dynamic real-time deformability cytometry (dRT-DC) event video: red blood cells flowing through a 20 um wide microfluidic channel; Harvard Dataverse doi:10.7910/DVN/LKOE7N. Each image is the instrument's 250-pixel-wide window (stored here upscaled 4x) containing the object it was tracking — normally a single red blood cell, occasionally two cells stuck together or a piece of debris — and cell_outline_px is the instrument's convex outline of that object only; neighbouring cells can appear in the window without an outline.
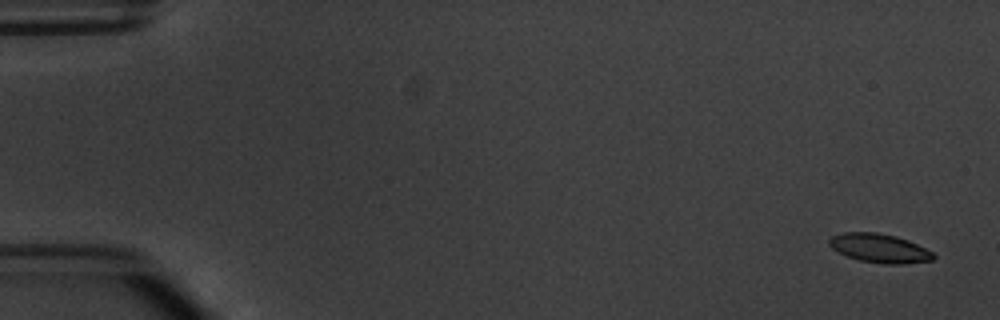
{"species": "common noctule bat (a hibernating species)", "species_latin": "Nyctalus noctula", "temperature_condition": "warm", "stored_images_in_passage": 7, "camera_frame_rate_fps": 3000, "um_per_image_px": 0.085, "animal": {"sex": "male", "body_mass_g": 20.1, "forearm_length_mm": 53.5}, "frame": {"image": 1, "passage_image": 1, "time_ms": 0.0, "image_size_px": [1000, 320], "cell_outline_px": [[936, 256], [932, 260], [904, 264], [884, 264], [860, 260], [848, 256], [832, 248], [828, 244], [828, 240], [832, 236], [844, 232], [876, 232], [896, 236], [908, 240], [932, 252]], "centroid_in_image_um": [74.75, 21.09], "position_along_channel_um": 10.2, "area_um2": 17.4}}